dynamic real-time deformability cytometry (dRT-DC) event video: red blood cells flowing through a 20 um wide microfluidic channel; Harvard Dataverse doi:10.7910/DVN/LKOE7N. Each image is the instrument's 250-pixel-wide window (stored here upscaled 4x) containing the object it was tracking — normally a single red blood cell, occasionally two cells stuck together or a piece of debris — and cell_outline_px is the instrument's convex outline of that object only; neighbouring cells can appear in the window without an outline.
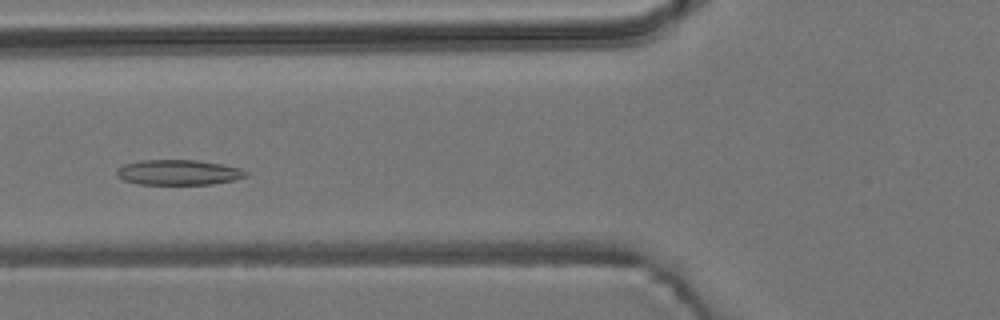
{"species": "common noctule bat (a hibernating species)", "species_latin": "Nyctalus noctula", "temperature_condition": "room temperature", "stored_images_in_passage": 5, "camera_frame_rate_fps": 3000, "um_per_image_px": 0.085, "animal": {"sex": "male", "body_mass_g": 19.2, "forearm_length_mm": 51.8}, "frame": {"image": 1, "passage_image": 5, "time_ms": 4.667, "image_size_px": [1000, 320], "cell_outline_px": [[248, 176], [232, 180], [212, 184], [136, 184], [124, 180], [116, 176], [116, 168], [124, 164], [140, 160], [200, 160], [240, 168], [248, 172]], "centroid_in_image_um": [15.13, 14.65], "position_along_channel_um": 110.7, "area_um2": 19.07}}